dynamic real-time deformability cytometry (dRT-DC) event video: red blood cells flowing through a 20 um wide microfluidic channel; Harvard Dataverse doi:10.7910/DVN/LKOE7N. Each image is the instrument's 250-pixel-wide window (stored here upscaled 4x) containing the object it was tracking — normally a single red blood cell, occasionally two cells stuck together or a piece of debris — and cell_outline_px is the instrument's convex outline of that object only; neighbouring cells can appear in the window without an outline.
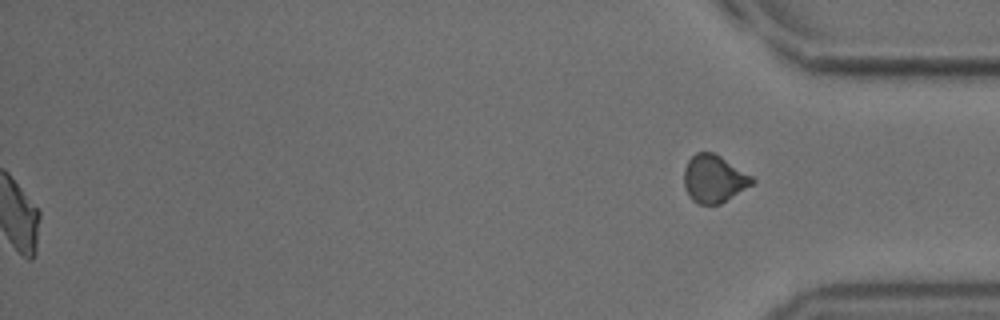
{"species": "common noctule bat (a hibernating species)", "species_latin": "Nyctalus noctula", "temperature_condition": "cold", "stored_images_in_passage": 42, "segment_of_instrument_passage": [2, 2], "camera_frame_rate_fps": 3000, "um_per_image_px": 0.085, "animal": {"sex": "male", "body_mass_g": 18.8}, "frame": {"image": 1, "passage_image": 42, "time_ms": 13.667, "image_size_px": [1000, 320], "cell_outline_px": [[756, 180], [752, 184], [720, 204], [696, 204], [688, 196], [684, 188], [684, 168], [688, 160], [696, 152], [716, 152], [752, 176]], "centroid_in_image_um": [60.66, 15.18], "position_along_channel_um": 374.5, "area_um2": 19.07}}